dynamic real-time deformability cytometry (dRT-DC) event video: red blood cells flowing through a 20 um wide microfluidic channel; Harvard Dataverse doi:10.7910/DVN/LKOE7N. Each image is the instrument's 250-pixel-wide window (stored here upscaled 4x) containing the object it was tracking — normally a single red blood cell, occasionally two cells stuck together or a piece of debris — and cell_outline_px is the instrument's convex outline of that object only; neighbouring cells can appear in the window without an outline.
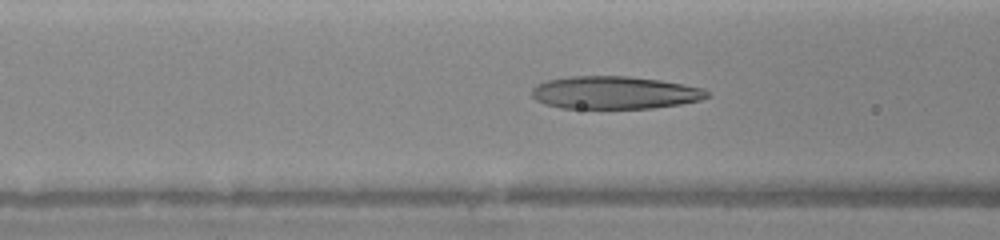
{"species": "human", "species_latin": "Homo sapiens", "temperature_condition": "warm", "stored_images_in_passage": 13, "camera_frame_rate_fps": 3000, "um_per_image_px": 0.085, "donor": {"sex": "female"}, "frame": {"image": 1, "passage_image": 6, "time_ms": 1.667, "image_size_px": [1000, 240], "cell_outline_px": [[712, 96], [700, 100], [680, 104], [652, 108], [560, 108], [544, 104], [536, 100], [532, 96], [532, 88], [536, 84], [548, 80], [568, 76], [628, 76], [660, 80], [704, 88]], "centroid_in_image_um": [52.24, 7.87], "position_along_channel_um": 114.4, "area_um2": 33.58}}
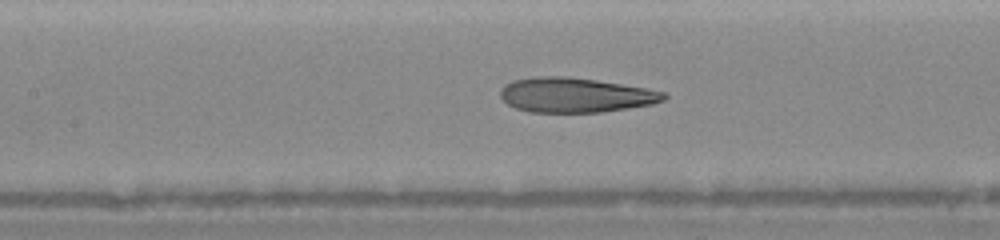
{"frame": {"image": 2, "passage_image": 11, "time_ms": 2.667, "image_size_px": [1000, 240], "cell_outline_px": [[668, 96], [664, 100], [652, 104], [600, 112], [528, 112], [516, 108], [508, 104], [500, 96], [500, 88], [504, 84], [512, 80], [532, 76], [568, 76], [596, 80], [648, 88], [664, 92]], "centroid_in_image_um": [48.87, 8.06], "position_along_channel_um": 158.5, "area_um2": 33.23}}